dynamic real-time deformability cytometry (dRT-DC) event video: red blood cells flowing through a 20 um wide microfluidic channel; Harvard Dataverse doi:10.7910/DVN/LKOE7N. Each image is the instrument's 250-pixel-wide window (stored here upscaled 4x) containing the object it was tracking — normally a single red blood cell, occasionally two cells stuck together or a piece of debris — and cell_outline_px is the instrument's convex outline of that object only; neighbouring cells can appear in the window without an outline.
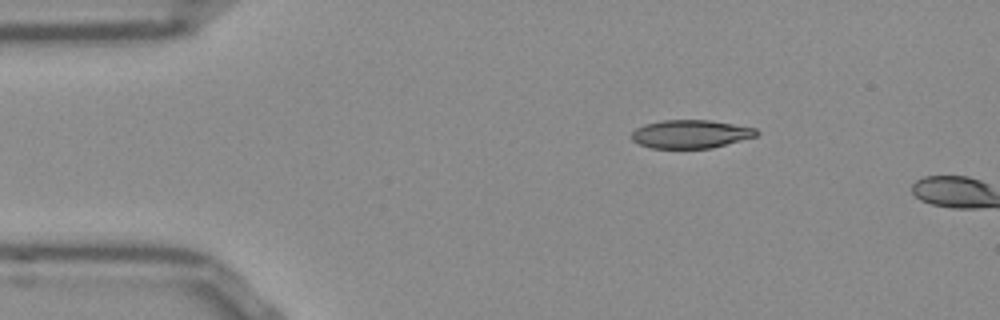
{"species": "Egyptian fruit bat (a non-hibernating species)", "species_latin": "Rousettus aegyptiacus", "temperature_condition": "room temperature", "stored_images_in_passage": 3, "camera_frame_rate_fps": 3000, "um_per_image_px": 0.085, "frame": {"image": 1, "passage_image": 1, "time_ms": 0.0, "image_size_px": [1000, 320], "cell_outline_px": [[760, 132], [756, 136], [712, 148], [652, 148], [640, 144], [632, 140], [632, 132], [636, 128], [644, 124], [664, 120], [708, 120], [756, 128]], "centroid_in_image_um": [58.7, 11.39], "position_along_channel_um": 26.3, "area_um2": 20.46}}